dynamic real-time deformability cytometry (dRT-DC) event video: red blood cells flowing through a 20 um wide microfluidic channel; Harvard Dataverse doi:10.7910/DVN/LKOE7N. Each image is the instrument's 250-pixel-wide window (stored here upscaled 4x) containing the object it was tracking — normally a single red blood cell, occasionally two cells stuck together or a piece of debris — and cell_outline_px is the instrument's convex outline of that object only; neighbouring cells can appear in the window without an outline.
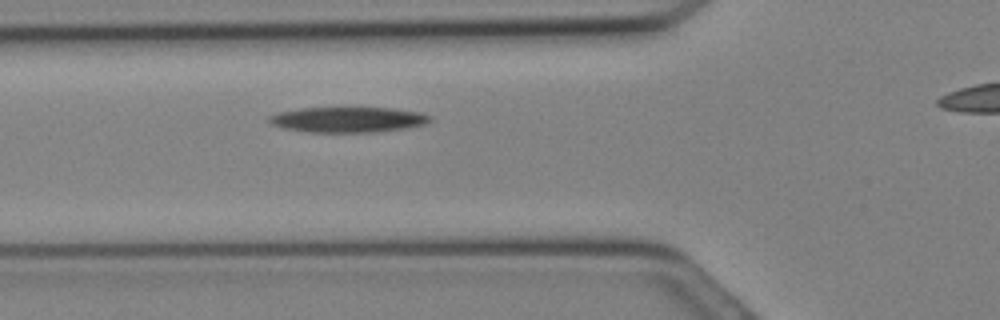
{"species": "Egyptian fruit bat (a non-hibernating species)", "species_latin": "Rousettus aegyptiacus", "temperature_condition": "cold", "stored_images_in_passage": 8, "camera_frame_rate_fps": 3000, "um_per_image_px": 0.085, "animal": {"sex": "female"}, "frame": {"image": 1, "passage_image": 6, "time_ms": 1.667, "image_size_px": [1000, 320], "cell_outline_px": [[432, 120], [424, 124], [408, 128], [376, 132], [308, 132], [284, 128], [272, 124], [268, 120], [268, 116], [280, 112], [300, 108], [392, 108], [420, 112], [432, 116]], "centroid_in_image_um": [29.61, 10.17], "position_along_channel_um": 96.2, "area_um2": 23.81}}
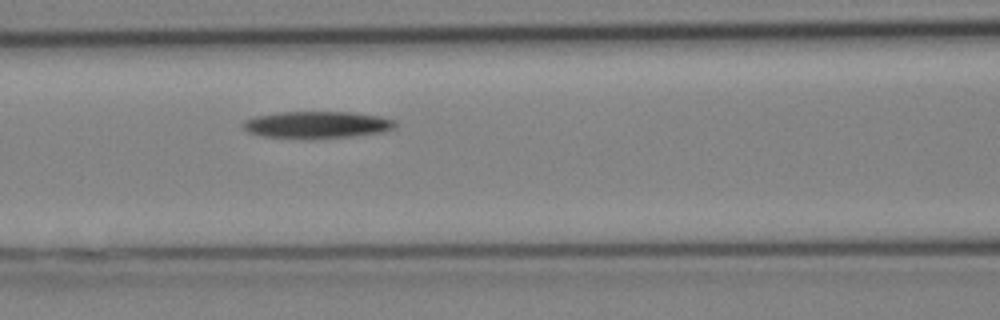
{"frame": {"image": 2, "passage_image": 8, "time_ms": 2.333, "image_size_px": [1000, 320], "cell_outline_px": [[396, 128], [384, 132], [352, 136], [264, 136], [248, 132], [240, 124], [244, 120], [256, 116], [280, 112], [352, 112], [380, 116], [396, 120]], "centroid_in_image_um": [27.0, 10.56], "position_along_channel_um": 139.6, "area_um2": 23.12}}